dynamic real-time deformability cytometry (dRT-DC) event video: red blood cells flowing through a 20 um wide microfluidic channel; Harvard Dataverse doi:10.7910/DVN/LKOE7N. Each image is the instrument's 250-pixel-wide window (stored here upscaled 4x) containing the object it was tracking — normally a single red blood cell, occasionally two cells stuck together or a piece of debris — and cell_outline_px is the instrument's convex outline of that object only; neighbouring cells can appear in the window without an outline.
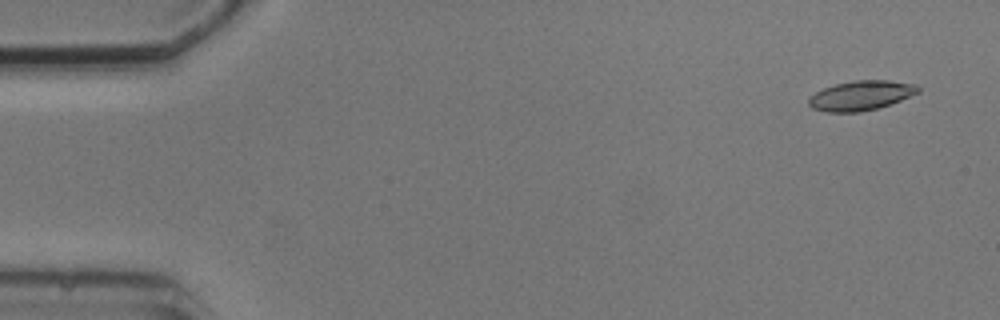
{"species": "common noctule bat (a hibernating species)", "species_latin": "Nyctalus noctula", "temperature_condition": "cold", "stored_images_in_passage": 6, "camera_frame_rate_fps": 3000, "um_per_image_px": 0.085, "animal": {"sex": "male", "body_mass_g": 20.5, "forearm_length_mm": 52.5}, "frame": {"image": 1, "passage_image": 1, "time_ms": 0.0, "image_size_px": [1000, 320], "cell_outline_px": [[920, 92], [900, 100], [876, 108], [860, 112], [828, 112], [812, 108], [808, 104], [808, 96], [824, 88], [836, 84], [856, 80], [888, 80], [916, 84], [920, 88]], "centroid_in_image_um": [73.17, 8.11], "position_along_channel_um": 11.8, "area_um2": 18.79}}